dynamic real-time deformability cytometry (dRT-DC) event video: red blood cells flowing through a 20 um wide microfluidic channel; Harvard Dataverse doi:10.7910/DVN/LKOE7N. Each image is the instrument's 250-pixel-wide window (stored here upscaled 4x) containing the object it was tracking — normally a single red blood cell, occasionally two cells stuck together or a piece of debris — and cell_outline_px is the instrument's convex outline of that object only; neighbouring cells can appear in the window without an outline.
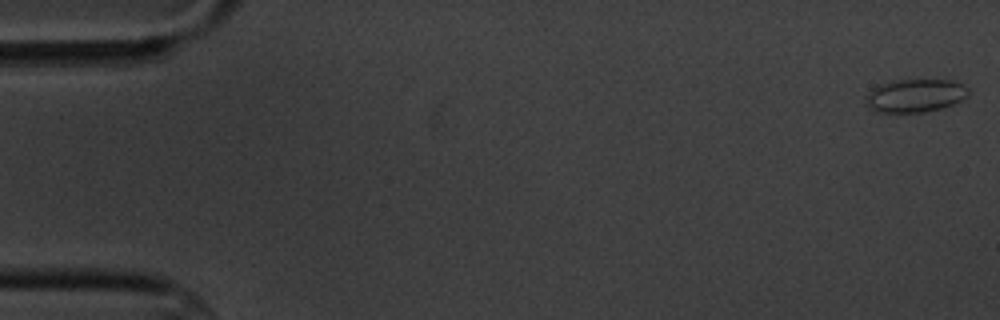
{"species": "common noctule bat (a hibernating species)", "species_latin": "Nyctalus noctula", "temperature_condition": "cold", "stored_images_in_passage": 7, "camera_frame_rate_fps": 3000, "um_per_image_px": 0.085, "animal": {"sex": "male", "body_mass_g": 20.1, "forearm_length_mm": 53.5}, "frame": {"image": 1, "passage_image": 1, "time_ms": 0.0, "image_size_px": [1000, 320], "cell_outline_px": [[968, 96], [952, 104], [940, 108], [924, 112], [880, 112], [872, 108], [864, 100], [864, 96], [872, 88], [888, 80], [952, 80], [968, 88]], "centroid_in_image_um": [77.75, 8.11], "position_along_channel_um": 7.2, "area_um2": 19.71}}
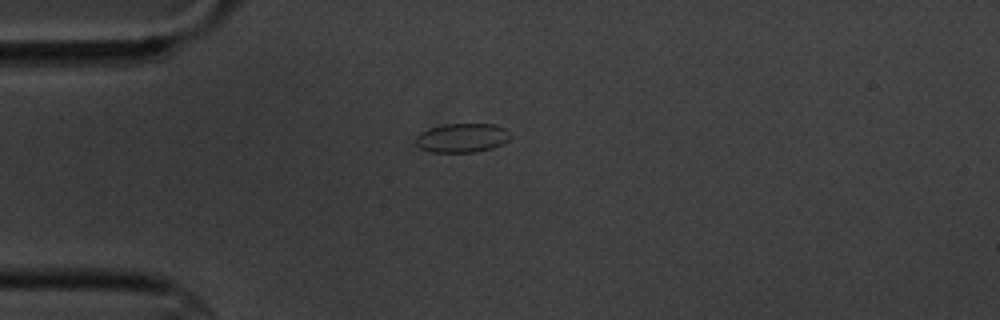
{"frame": {"image": 2, "passage_image": 5, "time_ms": 4.667, "image_size_px": [1000, 320], "cell_outline_px": [[508, 140], [492, 148], [472, 152], [428, 152], [420, 148], [416, 144], [416, 136], [420, 132], [428, 128], [444, 124], [496, 124], [504, 128], [508, 132]], "centroid_in_image_um": [39.21, 11.71], "position_along_channel_um": 45.8, "area_um2": 15.95}}
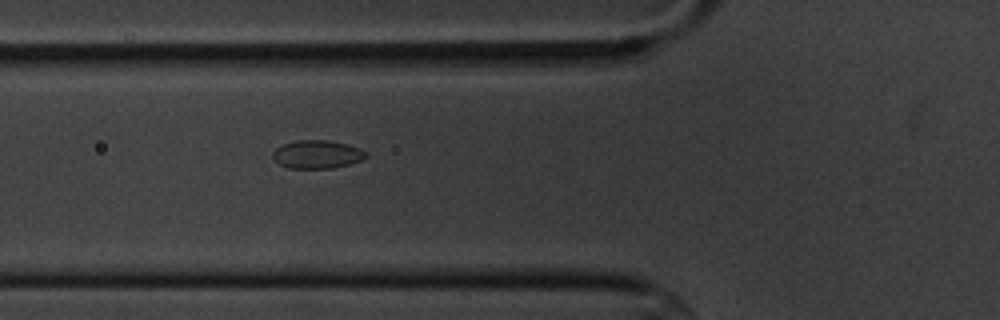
{"frame": {"image": 3, "passage_image": 7, "time_ms": 6.667, "image_size_px": [1000, 320], "cell_outline_px": [[368, 156], [360, 160], [348, 164], [332, 168], [288, 168], [272, 160], [272, 152], [276, 148], [284, 144], [296, 140], [328, 140], [348, 144], [360, 148]], "centroid_in_image_um": [26.92, 13.11], "position_along_channel_um": 98.9, "area_um2": 15.32}}